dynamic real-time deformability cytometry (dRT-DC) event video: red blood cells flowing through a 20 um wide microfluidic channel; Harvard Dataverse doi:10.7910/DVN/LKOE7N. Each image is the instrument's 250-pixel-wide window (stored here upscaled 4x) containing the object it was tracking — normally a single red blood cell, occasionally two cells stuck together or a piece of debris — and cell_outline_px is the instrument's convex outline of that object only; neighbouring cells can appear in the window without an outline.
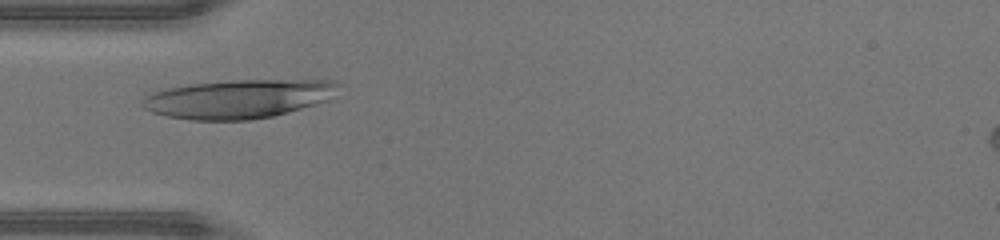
{"species": "human", "species_latin": "Homo sapiens", "temperature_condition": "warm", "stored_images_in_passage": 25, "camera_frame_rate_fps": 3000, "um_per_image_px": 0.085, "donor": {"sex": "male"}, "frame": {"image": 1, "passage_image": 1, "time_ms": 0.0, "image_size_px": [1000, 240], "cell_outline_px": [[340, 84], [328, 100], [316, 104], [288, 112], [272, 116], [248, 120], [192, 120], [164, 116], [152, 112], [144, 108], [140, 104], [140, 100], [144, 96], [152, 92], [168, 88], [188, 84], [232, 80], [336, 80]], "centroid_in_image_um": [20.22, 8.4], "position_along_channel_um": 64.8, "area_um2": 44.39}}
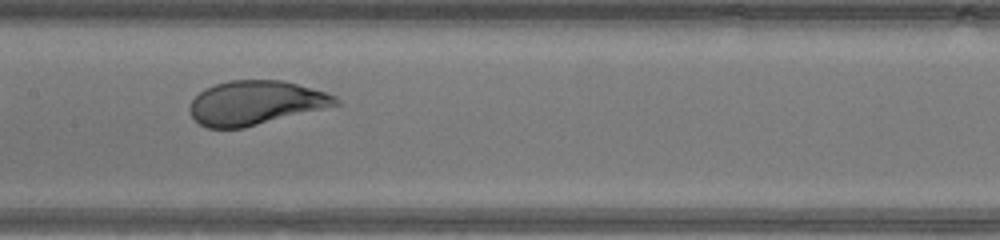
{"frame": {"image": 2, "passage_image": 9, "time_ms": 2.667, "image_size_px": [1000, 240], "cell_outline_px": [[344, 104], [244, 128], [208, 128], [200, 124], [192, 116], [188, 108], [192, 100], [204, 88], [228, 80], [284, 80], [312, 88], [336, 96]], "centroid_in_image_um": [21.76, 8.74], "position_along_channel_um": 185.6, "area_um2": 37.74}}
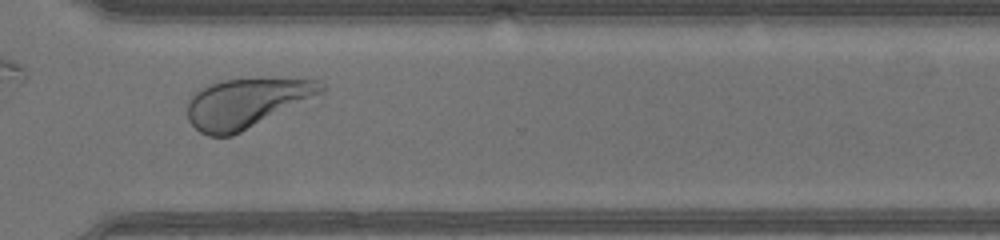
{"frame": {"image": 3, "passage_image": 20, "time_ms": 6.333, "image_size_px": [1000, 240], "cell_outline_px": [[324, 92], [232, 136], [208, 136], [200, 132], [188, 120], [188, 96], [192, 92], [208, 84], [224, 80], [256, 76], [260, 76], [320, 80], [324, 84]], "centroid_in_image_um": [20.93, 8.7], "position_along_channel_um": 349.7, "area_um2": 39.25}, "authors_computed_cell_mechanics": {"area_um2": 38.4948, "velocity_mm_per_s": 4.4694, "shape_relaxation_time_tau1_ms": 2.2942, "shape_relaxation_time_tau2_ms": null, "deformation_change_tau1": 0.1837, "deformation_change_tau2": null}}